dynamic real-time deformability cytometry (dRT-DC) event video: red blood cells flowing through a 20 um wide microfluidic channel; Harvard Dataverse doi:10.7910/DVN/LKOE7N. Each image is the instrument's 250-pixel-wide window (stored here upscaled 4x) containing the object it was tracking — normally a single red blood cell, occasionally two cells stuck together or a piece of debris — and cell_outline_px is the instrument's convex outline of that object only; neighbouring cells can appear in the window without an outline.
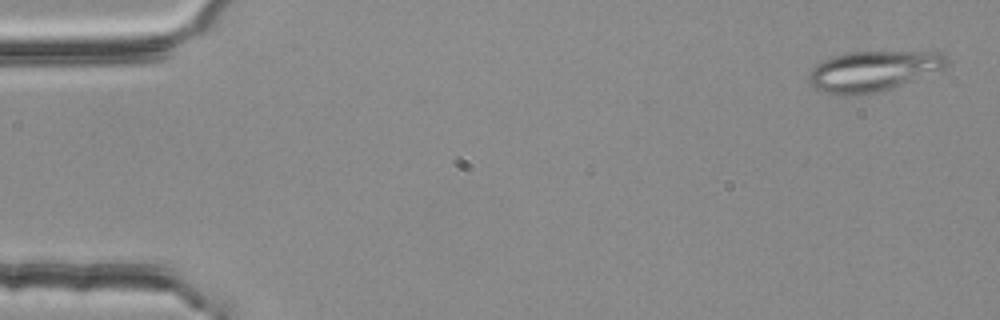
{"species": "common noctule bat (a hibernating species)", "species_latin": "Nyctalus noctula", "temperature_condition": "room temperature", "stored_images_in_passage": 54, "segment_of_instrument_passage": [1, 2], "camera_frame_rate_fps": 3000, "um_per_image_px": 0.085, "animal": {"sex": "female", "body_mass_g": 25.1}, "frame": {"image": 1, "passage_image": 2, "time_ms": 0.333, "image_size_px": [1000, 320], "cell_outline_px": [[952, 60], [944, 68], [892, 88], [868, 96], [836, 96], [820, 92], [808, 84], [808, 76], [812, 68], [816, 64], [832, 56], [848, 52], [940, 52], [948, 56]], "centroid_in_image_um": [74.16, 6.08], "position_along_channel_um": 10.8, "area_um2": 33.12}}